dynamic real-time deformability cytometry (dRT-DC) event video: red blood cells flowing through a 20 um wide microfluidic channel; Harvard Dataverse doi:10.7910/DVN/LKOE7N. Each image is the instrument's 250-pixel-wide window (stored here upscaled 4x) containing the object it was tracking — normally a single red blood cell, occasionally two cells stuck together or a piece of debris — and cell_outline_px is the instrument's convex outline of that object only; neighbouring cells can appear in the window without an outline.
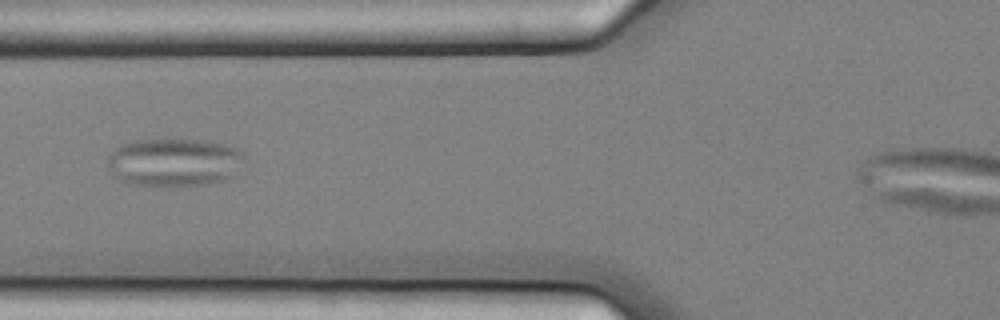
{"species": "common noctule bat (a hibernating species)", "species_latin": "Nyctalus noctula", "temperature_condition": "cold", "stored_images_in_passage": 8, "camera_frame_rate_fps": 3000, "um_per_image_px": 0.085, "animal": {"sex": "female", "body_mass_g": 25.1}, "frame": {"image": 1, "passage_image": 4, "time_ms": 1.0, "image_size_px": [1000, 320], "cell_outline_px": [[244, 156], [232, 176], [224, 180], [204, 184], [168, 188], [164, 188], [124, 184], [116, 180], [108, 168], [104, 160], [120, 144], [140, 140], [204, 140], [224, 144], [240, 148], [244, 152]], "centroid_in_image_um": [14.72, 13.83], "position_along_channel_um": 111.1, "area_um2": 39.3}}
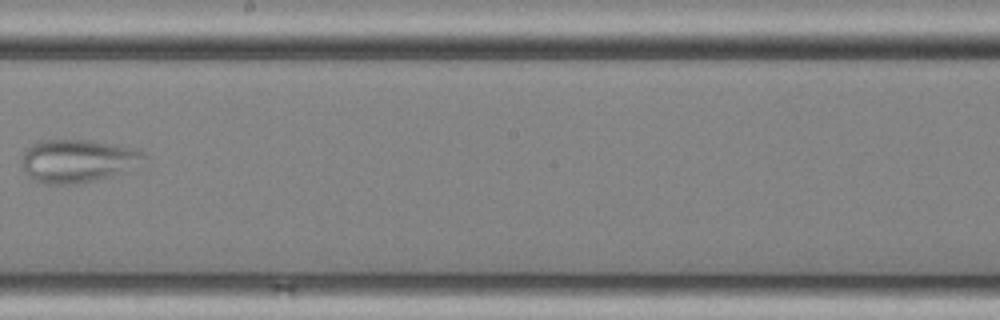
{"frame": {"image": 2, "passage_image": 7, "time_ms": 2.0, "image_size_px": [1000, 320], "cell_outline_px": [[148, 156], [112, 176], [76, 184], [44, 184], [32, 180], [24, 168], [20, 160], [24, 152], [32, 144], [40, 140], [92, 140], [136, 148]], "centroid_in_image_um": [6.53, 13.66], "position_along_channel_um": 241.7, "area_um2": 30.29}}